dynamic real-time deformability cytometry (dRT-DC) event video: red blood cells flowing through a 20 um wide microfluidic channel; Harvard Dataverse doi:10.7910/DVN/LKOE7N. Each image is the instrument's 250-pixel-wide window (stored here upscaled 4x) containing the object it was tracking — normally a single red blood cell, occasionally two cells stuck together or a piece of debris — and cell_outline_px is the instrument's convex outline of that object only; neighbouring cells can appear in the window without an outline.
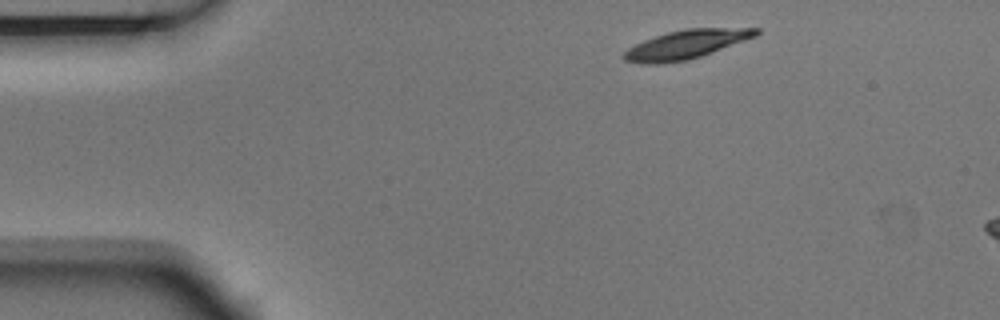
{"species": "Egyptian fruit bat (a non-hibernating species)", "species_latin": "Rousettus aegyptiacus", "temperature_condition": "room temperature", "stored_images_in_passage": 3, "camera_frame_rate_fps": 3000, "um_per_image_px": 0.085, "animal": {"sex": "male"}, "frame": {"image": 1, "passage_image": 1, "time_ms": 0.0, "image_size_px": [1000, 320], "cell_outline_px": [[760, 32], [756, 36], [712, 52], [688, 60], [656, 64], [644, 64], [624, 60], [620, 56], [628, 48], [644, 40], [668, 32], [684, 28], [760, 28]], "centroid_in_image_um": [58.29, 3.78], "position_along_channel_um": 26.7, "area_um2": 22.02}}